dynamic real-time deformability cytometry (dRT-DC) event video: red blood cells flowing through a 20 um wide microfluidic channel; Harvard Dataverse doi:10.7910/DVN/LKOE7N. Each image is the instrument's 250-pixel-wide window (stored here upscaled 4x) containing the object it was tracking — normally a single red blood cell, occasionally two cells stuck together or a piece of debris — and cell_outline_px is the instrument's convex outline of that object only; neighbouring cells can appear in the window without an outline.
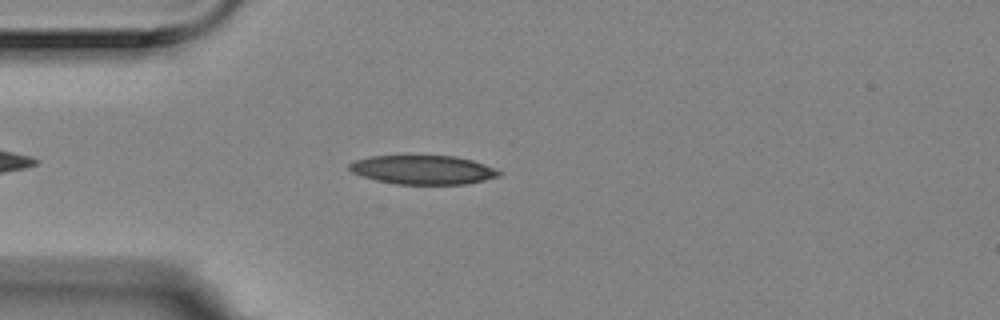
{"species": "Egyptian fruit bat (a non-hibernating species)", "species_latin": "Rousettus aegyptiacus", "temperature_condition": "room temperature", "stored_images_in_passage": 44, "camera_frame_rate_fps": 3000, "um_per_image_px": 0.085, "animal": {"sex": "female"}, "frame": {"image": 1, "passage_image": 6, "time_ms": 1.667, "image_size_px": [1000, 320], "cell_outline_px": [[504, 172], [500, 176], [468, 184], [396, 184], [376, 180], [352, 172], [348, 168], [348, 164], [356, 160], [372, 156], [408, 152], [456, 156], [472, 160], [484, 164]], "centroid_in_image_um": [35.95, 14.38], "position_along_channel_um": 49.1, "area_um2": 26.41}}
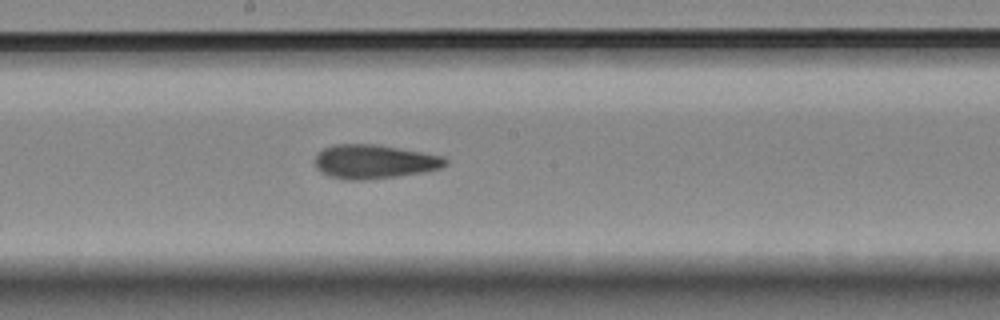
{"frame": {"image": 2, "passage_image": 21, "time_ms": 6.667, "image_size_px": [1000, 320], "cell_outline_px": [[448, 164], [440, 168], [424, 172], [368, 180], [344, 180], [328, 176], [320, 172], [316, 168], [316, 152], [324, 148], [336, 144], [376, 144], [444, 156], [448, 160]], "centroid_in_image_um": [31.79, 13.75], "position_along_channel_um": 216.4, "area_um2": 26.01}}
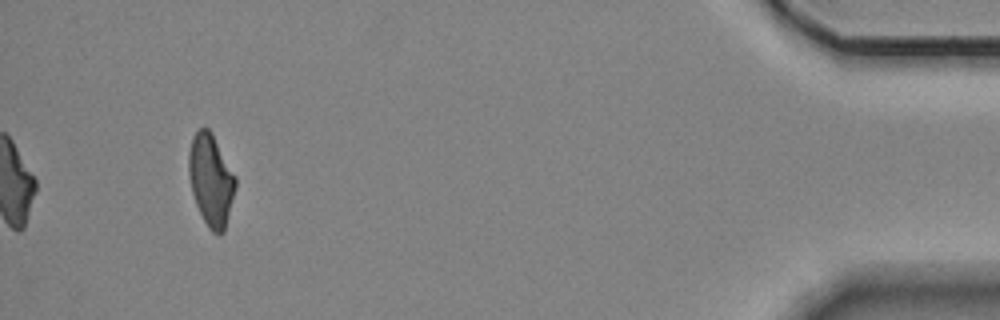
{"frame": {"image": 3, "passage_image": 44, "time_ms": 14.333, "image_size_px": [1000, 320], "cell_outline_px": [[236, 188], [224, 232], [220, 236], [212, 232], [208, 228], [196, 204], [192, 192], [188, 172], [188, 152], [192, 136], [200, 128], [208, 128], [212, 132], [236, 176]], "centroid_in_image_um": [17.93, 15.3], "position_along_channel_um": 417.3, "area_um2": 25.2}, "authors_computed_cell_mechanics": {"area_um2": 25.8366, "velocity_mm_per_s": 3.5364, "shape_relaxation_time_tau1_ms": 9.8401, "shape_relaxation_time_tau2_ms": 3.0682, "deformation_change_tau1": 0.2314, "deformation_change_tau2": 0.1267}}